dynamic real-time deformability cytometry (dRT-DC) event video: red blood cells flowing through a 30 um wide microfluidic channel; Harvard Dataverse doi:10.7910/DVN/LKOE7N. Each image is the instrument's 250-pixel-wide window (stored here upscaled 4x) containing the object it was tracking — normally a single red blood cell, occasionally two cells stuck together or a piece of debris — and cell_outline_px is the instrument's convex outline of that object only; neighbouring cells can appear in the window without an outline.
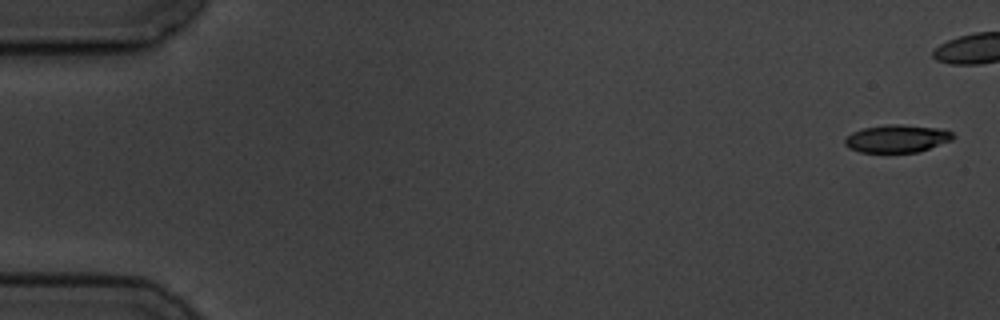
{"species": "common noctule bat (a hibernating species)", "species_latin": "Nyctalus noctula", "temperature_condition": "cold", "stored_images_in_passage": 6, "camera_frame_rate_fps": 3000, "um_per_image_px": 0.085, "animal": {"sex": "male", "body_mass_g": 19.5, "forearm_length_mm": 54.6}, "frame": {"image": 1, "passage_image": 1, "time_ms": 0.0, "image_size_px": [1000, 320], "cell_outline_px": [[956, 136], [952, 140], [920, 152], [860, 152], [848, 148], [844, 144], [844, 140], [852, 132], [864, 128], [884, 124], [900, 124], [940, 128], [952, 132]], "centroid_in_image_um": [76.26, 11.78], "position_along_channel_um": 8.7, "area_um2": 17.63}}